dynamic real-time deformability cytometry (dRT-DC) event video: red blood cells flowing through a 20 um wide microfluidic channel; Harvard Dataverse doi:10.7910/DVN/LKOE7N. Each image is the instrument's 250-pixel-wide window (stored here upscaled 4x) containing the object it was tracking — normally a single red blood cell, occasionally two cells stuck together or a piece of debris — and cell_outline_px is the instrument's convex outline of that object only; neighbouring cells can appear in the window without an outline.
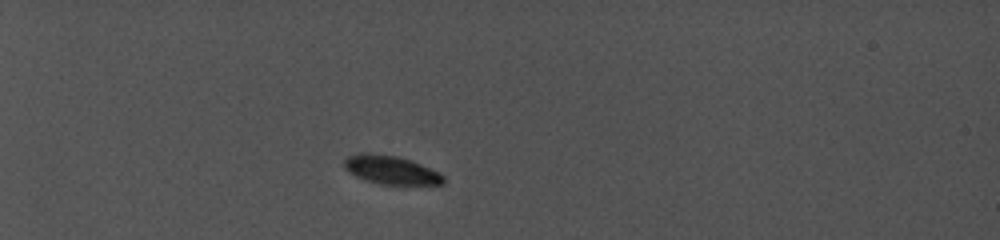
{"species": "common noctule bat (a hibernating species)", "species_latin": "Nyctalus noctula", "temperature_condition": "cold", "stored_images_in_passage": 43, "camera_frame_rate_fps": 5000, "um_per_image_px": 0.085, "animal": {"sex": "female", "body_mass_g": 19.0, "forearm_length_mm": 56.7}, "frame": {"image": 1, "passage_image": 1, "time_ms": 0.0, "image_size_px": [1000, 240], "cell_outline_px": [[444, 184], [380, 184], [364, 180], [348, 172], [344, 168], [344, 160], [348, 156], [356, 152], [368, 152], [396, 156], [420, 164], [440, 172], [444, 176]], "centroid_in_image_um": [33.18, 14.43], "position_along_channel_um": 51.8, "area_um2": 16.53}}
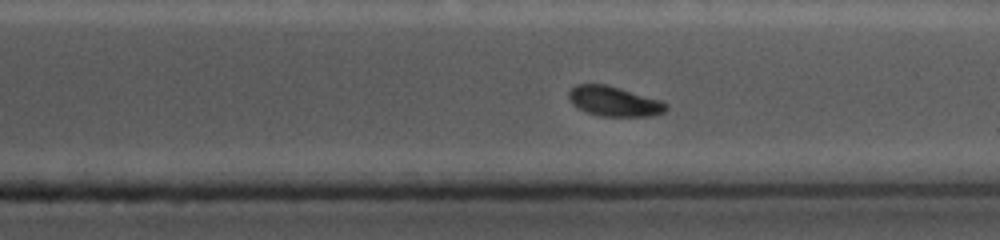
{"frame": {"image": 2, "passage_image": 36, "time_ms": 10.0, "image_size_px": [1000, 240], "cell_outline_px": [[668, 108], [664, 112], [652, 116], [604, 116], [588, 112], [572, 104], [568, 96], [568, 92], [576, 84], [604, 84], [620, 88], [660, 100], [668, 104]], "centroid_in_image_um": [52.21, 8.61], "position_along_channel_um": 359.2, "area_um2": 16.76}}
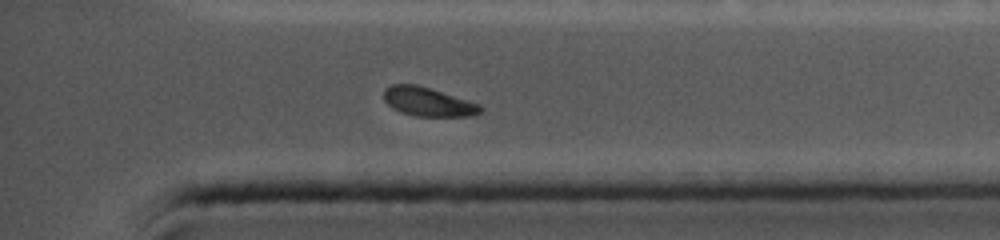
{"frame": {"image": 3, "passage_image": 40, "time_ms": 11.0, "image_size_px": [1000, 240], "cell_outline_px": [[484, 108], [476, 116], [416, 116], [400, 112], [392, 108], [384, 100], [384, 88], [392, 84], [416, 84], [480, 104]], "centroid_in_image_um": [36.38, 8.66], "position_along_channel_um": 398.8, "area_um2": 16.24}, "authors_computed_cell_mechanics": {"area_um2": 17.629, "velocity_mm_per_s": 3.8746, "shape_relaxation_time_tau1_ms": 3.167, "shape_relaxation_time_tau2_ms": null, "deformation_change_tau1": 0.0983, "deformation_change_tau2": null}}